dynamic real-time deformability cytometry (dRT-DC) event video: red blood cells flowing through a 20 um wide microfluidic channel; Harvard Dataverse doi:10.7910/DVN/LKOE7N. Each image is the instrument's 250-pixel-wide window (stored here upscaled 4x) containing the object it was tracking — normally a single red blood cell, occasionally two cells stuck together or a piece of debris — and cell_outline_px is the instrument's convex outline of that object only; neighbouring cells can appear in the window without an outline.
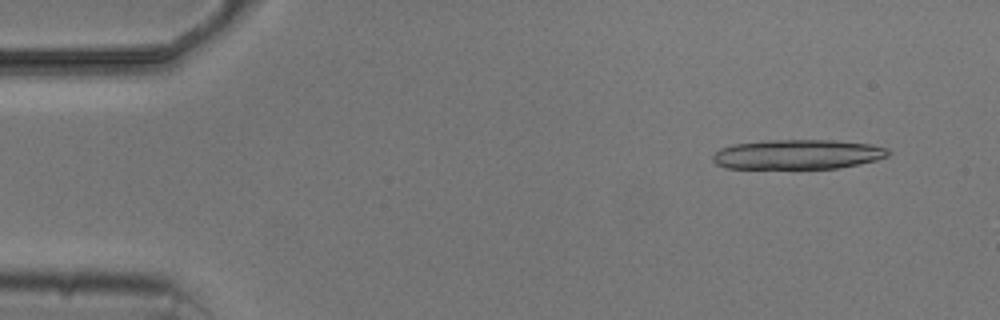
{"species": "common noctule bat (a hibernating species)", "species_latin": "Nyctalus noctula", "temperature_condition": "cold", "stored_images_in_passage": 5, "camera_frame_rate_fps": 3000, "um_per_image_px": 0.085, "animal": {"sex": "male", "body_mass_g": 20.5, "forearm_length_mm": 52.5}, "frame": {"image": 1, "passage_image": 2, "time_ms": 1.0, "image_size_px": [1000, 320], "cell_outline_px": [[888, 156], [876, 160], [836, 168], [728, 168], [716, 164], [712, 160], [712, 156], [720, 148], [732, 144], [764, 140], [836, 140], [872, 144], [888, 148]], "centroid_in_image_um": [67.78, 13.11], "position_along_channel_um": 17.2, "area_um2": 30.35}}
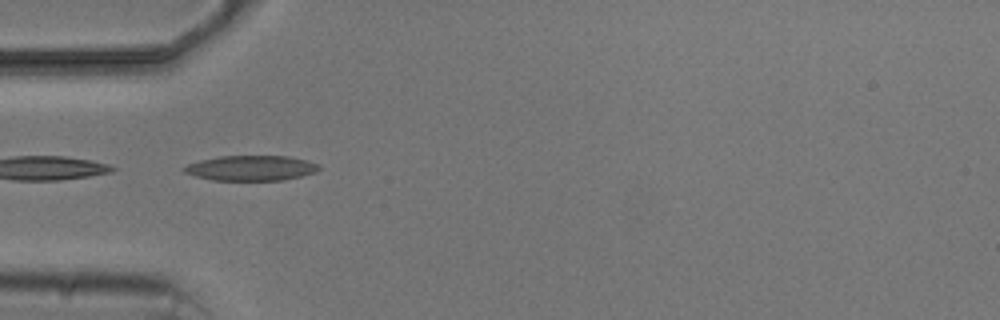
{"frame": {"image": 2, "passage_image": 5, "time_ms": 5.0, "image_size_px": [1000, 320], "cell_outline_px": [[320, 168], [316, 172], [284, 180], [212, 180], [196, 176], [184, 172], [180, 168], [188, 164], [200, 160], [220, 156], [288, 156], [320, 164]], "centroid_in_image_um": [21.32, 14.28], "position_along_channel_um": 63.7, "area_um2": 19.71}}